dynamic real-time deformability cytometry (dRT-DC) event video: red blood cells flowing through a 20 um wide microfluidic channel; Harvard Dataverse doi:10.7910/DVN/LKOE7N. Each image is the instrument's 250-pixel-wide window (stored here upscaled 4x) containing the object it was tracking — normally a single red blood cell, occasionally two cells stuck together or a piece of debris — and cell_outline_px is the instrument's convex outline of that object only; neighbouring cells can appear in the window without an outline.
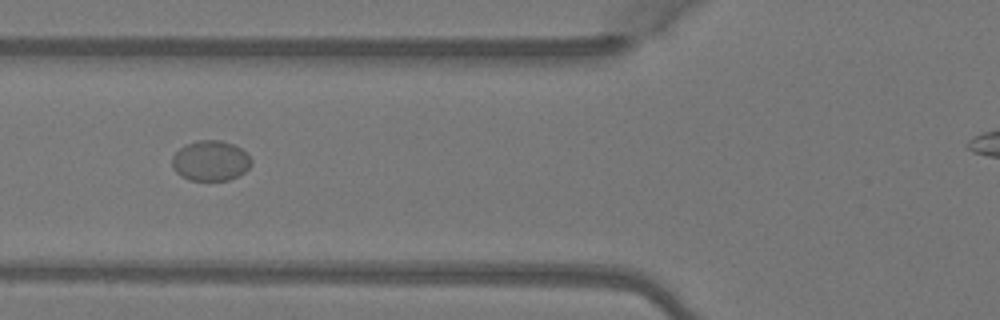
{"species": "Egyptian fruit bat (a non-hibernating species)", "species_latin": "Rousettus aegyptiacus", "temperature_condition": "warm", "stored_images_in_passage": 5, "camera_frame_rate_fps": 3000, "um_per_image_px": 0.085, "animal": {"sex": "female"}, "frame": {"image": 1, "passage_image": 4, "time_ms": 1.0, "image_size_px": [1000, 320], "cell_outline_px": [[252, 164], [244, 172], [228, 180], [188, 180], [180, 176], [172, 168], [172, 156], [184, 144], [196, 140], [220, 140], [232, 144], [240, 148], [252, 160]], "centroid_in_image_um": [17.85, 13.66], "position_along_channel_um": 107.9, "area_um2": 18.61}}
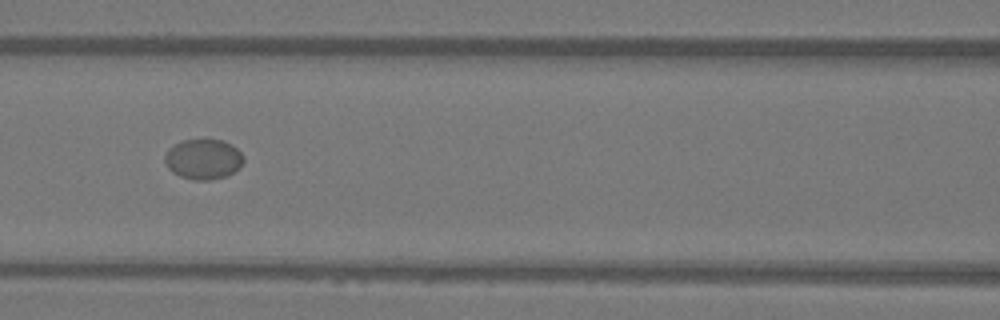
{"frame": {"image": 2, "passage_image": 5, "time_ms": 1.333, "image_size_px": [1000, 320], "cell_outline_px": [[244, 160], [240, 168], [224, 176], [208, 180], [192, 180], [180, 176], [172, 172], [168, 168], [164, 160], [164, 156], [168, 148], [184, 140], [220, 140], [232, 144], [244, 156]], "centroid_in_image_um": [17.27, 13.53], "position_along_channel_um": 149.3, "area_um2": 18.38}}